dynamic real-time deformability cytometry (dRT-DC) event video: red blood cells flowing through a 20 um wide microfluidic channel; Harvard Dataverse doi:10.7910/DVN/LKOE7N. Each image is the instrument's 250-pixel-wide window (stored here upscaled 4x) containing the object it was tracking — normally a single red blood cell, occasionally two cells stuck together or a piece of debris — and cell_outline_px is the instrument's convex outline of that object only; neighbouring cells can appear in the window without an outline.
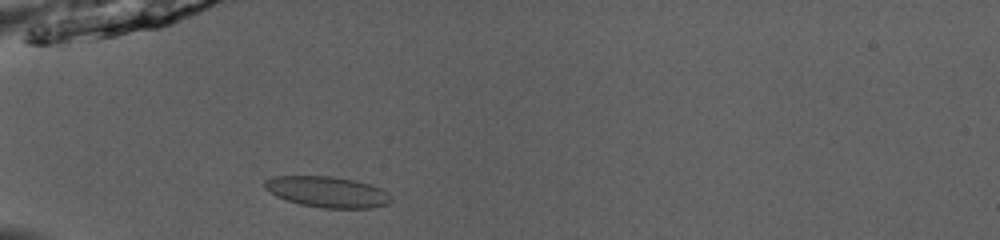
{"species": "common noctule bat (a hibernating species)", "species_latin": "Nyctalus noctula", "temperature_condition": "room temperature", "stored_images_in_passage": 38, "camera_frame_rate_fps": 3000, "um_per_image_px": 0.085, "animal": {"sex": "male", "body_mass_g": 13.0, "forearm_length_mm": 53.1}, "frame": {"image": 1, "passage_image": 4, "time_ms": 1.0, "image_size_px": [1000, 240], "cell_outline_px": [[392, 200], [388, 204], [372, 208], [324, 208], [300, 204], [276, 196], [264, 188], [264, 180], [276, 176], [332, 176], [372, 184], [388, 192], [392, 196]], "centroid_in_image_um": [27.85, 16.31], "position_along_channel_um": 57.1, "area_um2": 22.83}}
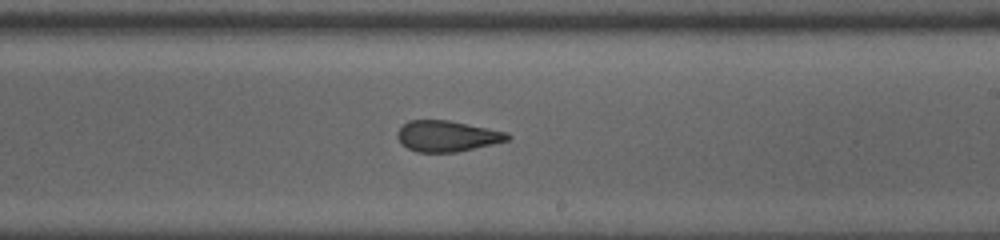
{"frame": {"image": 2, "passage_image": 19, "time_ms": 6.0, "image_size_px": [1000, 240], "cell_outline_px": [[512, 136], [508, 140], [492, 144], [456, 152], [416, 152], [408, 148], [396, 136], [396, 132], [408, 120], [448, 120], [508, 132]], "centroid_in_image_um": [38.01, 11.56], "position_along_channel_um": 251.0, "area_um2": 19.71}}
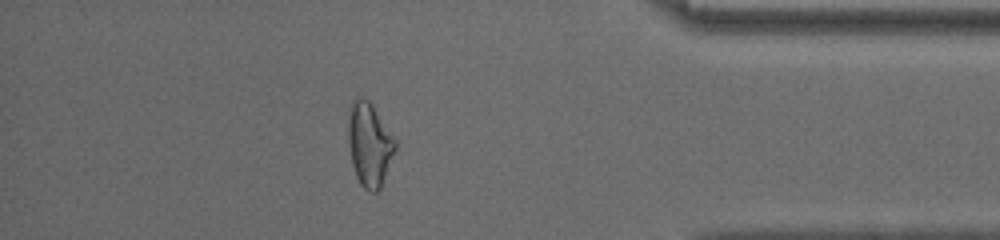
{"frame": {"image": 3, "passage_image": 32, "time_ms": 10.333, "image_size_px": [1000, 240], "cell_outline_px": [[396, 148], [380, 188], [376, 192], [368, 192], [360, 184], [356, 176], [352, 164], [348, 140], [348, 120], [352, 100], [360, 96], [368, 100], [372, 104], [396, 140]], "centroid_in_image_um": [31.39, 12.27], "position_along_channel_um": 403.8, "area_um2": 22.77}, "authors_computed_cell_mechanics": {"area_um2": 21.6172, "velocity_mm_per_s": 4.0725, "shape_relaxation_time_tau1_ms": null, "shape_relaxation_time_tau2_ms": 1.2399, "deformation_change_tau1": null, "deformation_change_tau2": 0.0782}}